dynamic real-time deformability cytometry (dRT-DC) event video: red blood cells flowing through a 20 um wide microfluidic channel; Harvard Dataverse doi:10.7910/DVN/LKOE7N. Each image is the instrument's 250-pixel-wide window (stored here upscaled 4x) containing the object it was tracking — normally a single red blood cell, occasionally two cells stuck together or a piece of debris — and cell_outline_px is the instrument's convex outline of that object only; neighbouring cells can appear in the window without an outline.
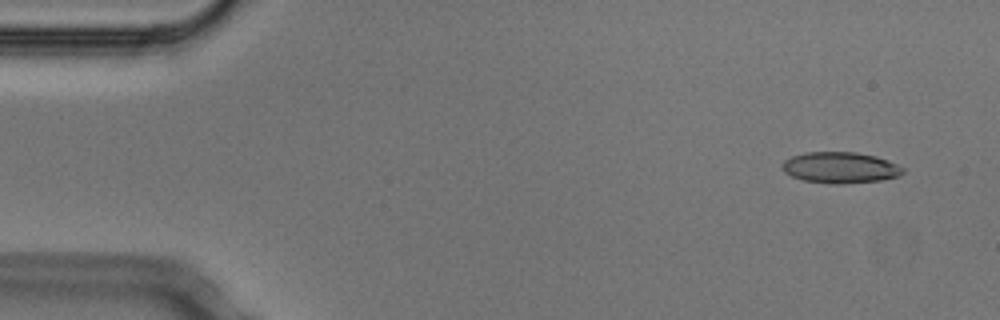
{"species": "Egyptian fruit bat (a non-hibernating species)", "species_latin": "Rousettus aegyptiacus", "temperature_condition": "cold", "stored_images_in_passage": 4, "camera_frame_rate_fps": 3000, "um_per_image_px": 0.085, "animal": {"sex": "male"}, "frame": {"image": 1, "passage_image": 1, "time_ms": 0.0, "image_size_px": [1000, 320], "cell_outline_px": [[904, 172], [896, 176], [880, 180], [844, 184], [832, 184], [804, 180], [792, 176], [784, 172], [780, 164], [784, 160], [792, 156], [804, 152], [856, 152], [876, 156], [888, 160], [904, 168]], "centroid_in_image_um": [71.39, 14.24], "position_along_channel_um": 13.6, "area_um2": 21.91}}
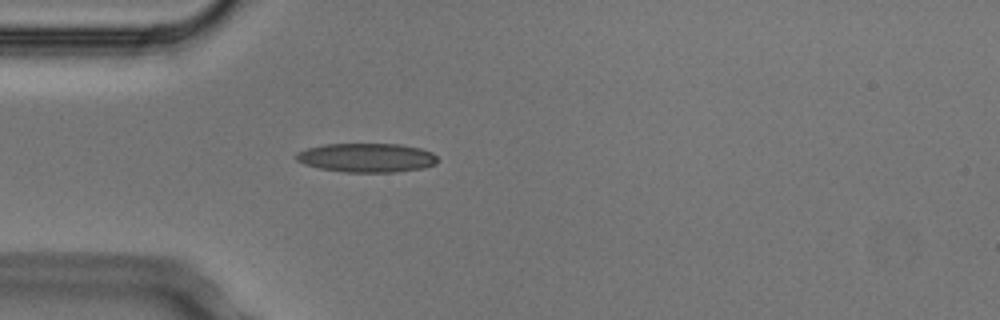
{"frame": {"image": 2, "passage_image": 4, "time_ms": 1.0, "image_size_px": [1000, 320], "cell_outline_px": [[436, 164], [424, 168], [392, 172], [344, 172], [320, 168], [304, 164], [296, 160], [296, 152], [308, 148], [324, 144], [400, 144], [420, 148], [432, 152], [436, 156]], "centroid_in_image_um": [31.16, 13.4], "position_along_channel_um": 53.8, "area_um2": 23.87}}